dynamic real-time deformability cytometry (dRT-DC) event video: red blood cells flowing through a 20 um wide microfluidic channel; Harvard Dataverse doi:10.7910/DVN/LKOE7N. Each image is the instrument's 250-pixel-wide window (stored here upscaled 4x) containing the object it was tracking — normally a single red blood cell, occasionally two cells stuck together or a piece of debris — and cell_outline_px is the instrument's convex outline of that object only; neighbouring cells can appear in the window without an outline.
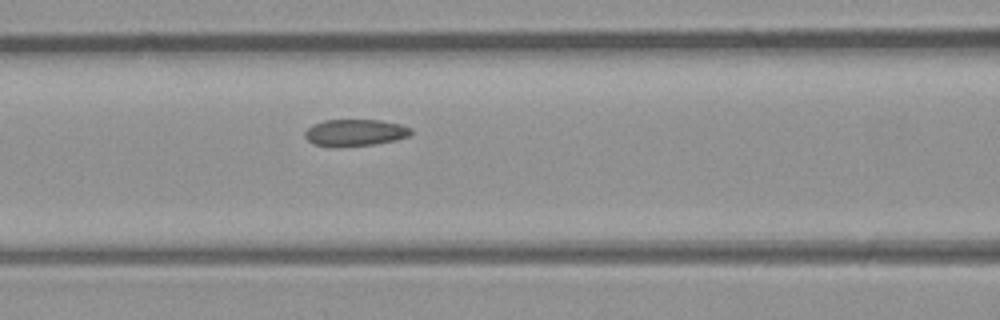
{"species": "common noctule bat (a hibernating species)", "species_latin": "Nyctalus noctula", "temperature_condition": "room temperature", "stored_images_in_passage": 14, "camera_frame_rate_fps": 3000, "um_per_image_px": 0.085, "animal": {"sex": "male", "body_mass_g": 23.1, "forearm_length_mm": 52.7}, "frame": {"image": 1, "passage_image": 10, "time_ms": 3.0, "image_size_px": [1000, 320], "cell_outline_px": [[412, 132], [408, 136], [396, 140], [376, 144], [336, 148], [332, 148], [312, 144], [304, 136], [304, 132], [312, 124], [324, 120], [380, 120], [400, 124], [412, 128]], "centroid_in_image_um": [30.14, 11.29], "position_along_channel_um": 136.5, "area_um2": 16.94}}